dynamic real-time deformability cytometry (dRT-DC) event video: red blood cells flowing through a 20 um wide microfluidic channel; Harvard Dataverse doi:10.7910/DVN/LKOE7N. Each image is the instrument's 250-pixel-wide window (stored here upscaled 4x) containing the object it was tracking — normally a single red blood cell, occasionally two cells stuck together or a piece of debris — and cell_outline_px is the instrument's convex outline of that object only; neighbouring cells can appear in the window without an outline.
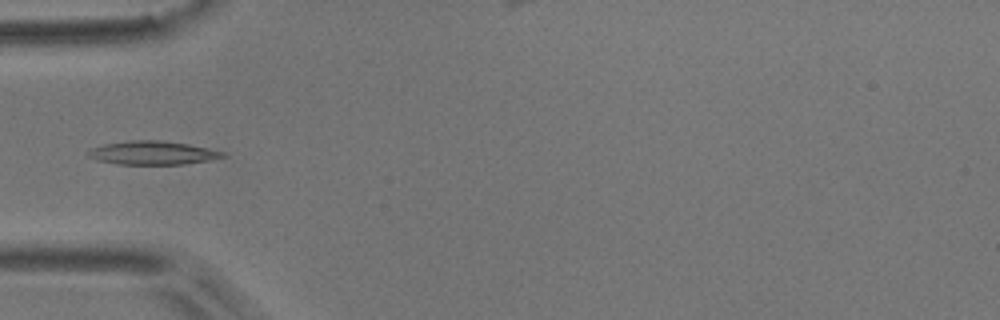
{"species": "common noctule bat (a hibernating species)", "species_latin": "Nyctalus noctula", "temperature_condition": "room temperature", "stored_images_in_passage": 4, "camera_frame_rate_fps": 3000, "um_per_image_px": 0.085, "animal": {"sex": "male", "body_mass_g": 17.9}, "frame": {"image": 1, "passage_image": 3, "time_ms": 0.667, "image_size_px": [1000, 320], "cell_outline_px": [[228, 156], [208, 160], [184, 164], [116, 164], [96, 160], [88, 156], [84, 152], [92, 148], [104, 144], [132, 140], [160, 140], [188, 144], [224, 152]], "centroid_in_image_um": [12.93, 12.99], "position_along_channel_um": 72.1, "area_um2": 18.44}}
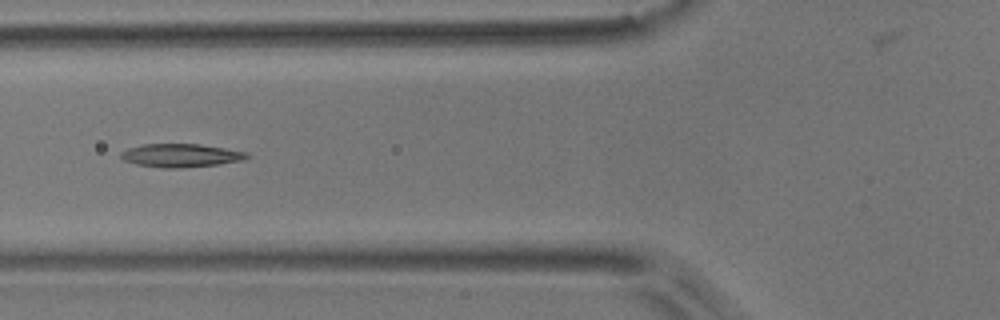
{"frame": {"image": 2, "passage_image": 4, "time_ms": 1.0, "image_size_px": [1000, 320], "cell_outline_px": [[248, 156], [244, 160], [216, 164], [180, 168], [164, 168], [136, 164], [124, 160], [120, 156], [120, 152], [128, 148], [144, 144], [200, 144], [248, 152]], "centroid_in_image_um": [15.35, 13.21], "position_along_channel_um": 110.4, "area_um2": 16.99}}